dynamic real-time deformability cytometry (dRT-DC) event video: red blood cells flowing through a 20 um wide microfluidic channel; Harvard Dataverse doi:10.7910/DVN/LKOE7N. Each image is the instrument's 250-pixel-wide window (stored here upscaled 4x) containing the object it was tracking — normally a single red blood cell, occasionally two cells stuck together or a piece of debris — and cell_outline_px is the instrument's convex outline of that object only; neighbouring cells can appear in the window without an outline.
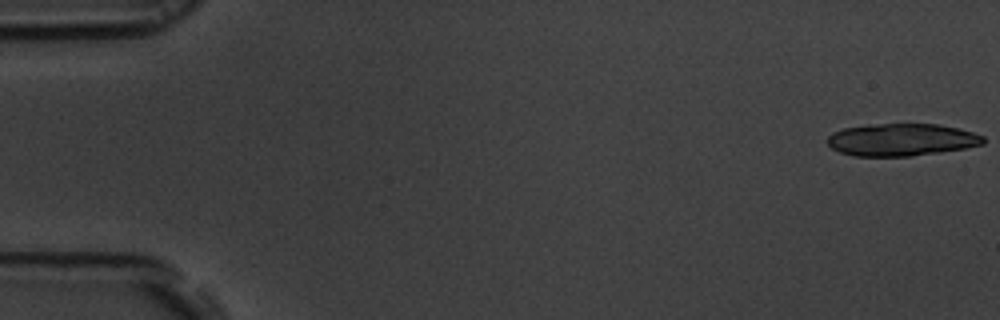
{"species": "common noctule bat (a hibernating species)", "species_latin": "Nyctalus noctula", "temperature_condition": "room temperature", "stored_images_in_passage": 18, "camera_frame_rate_fps": 3000, "um_per_image_px": 0.085, "animal": {"sex": "male", "body_mass_g": 19.5, "forearm_length_mm": 54.6}, "frame": {"image": 1, "passage_image": 1, "time_ms": 0.0, "image_size_px": [1000, 320], "cell_outline_px": [[984, 144], [964, 148], [912, 156], [856, 156], [840, 152], [832, 148], [828, 144], [828, 136], [832, 132], [844, 128], [880, 124], [936, 124], [956, 128], [972, 132], [984, 136]], "centroid_in_image_um": [76.62, 11.88], "position_along_channel_um": 8.4, "area_um2": 29.07}}